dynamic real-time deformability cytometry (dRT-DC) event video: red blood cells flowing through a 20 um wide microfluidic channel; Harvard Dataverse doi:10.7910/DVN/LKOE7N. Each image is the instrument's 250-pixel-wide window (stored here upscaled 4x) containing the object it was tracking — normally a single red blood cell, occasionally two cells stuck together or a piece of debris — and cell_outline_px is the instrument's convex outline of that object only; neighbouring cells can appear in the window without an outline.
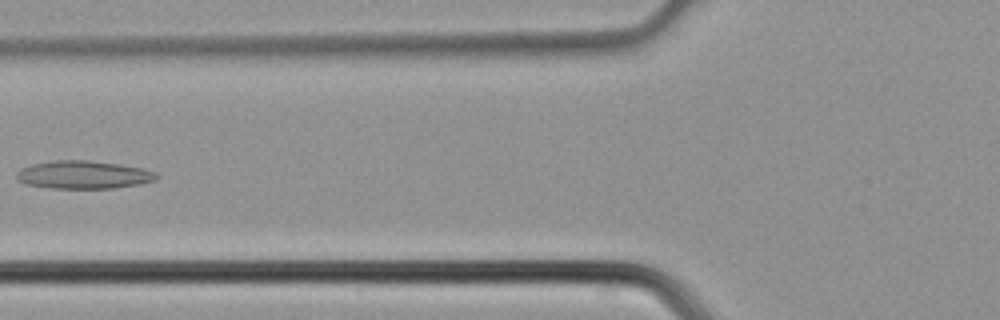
{"species": "common noctule bat (a hibernating species)", "species_latin": "Nyctalus noctula", "temperature_condition": "cold", "stored_images_in_passage": 4, "camera_frame_rate_fps": 3000, "um_per_image_px": 0.085, "animal": {"sex": "male", "body_mass_g": 21.5, "forearm_length_mm": 52.0}, "frame": {"image": 1, "passage_image": 4, "time_ms": 1.0, "image_size_px": [1000, 320], "cell_outline_px": [[160, 176], [156, 180], [140, 184], [116, 188], [52, 188], [28, 184], [16, 180], [12, 172], [20, 168], [32, 164], [52, 160], [88, 160], [144, 168], [156, 172]], "centroid_in_image_um": [7.06, 14.85], "position_along_channel_um": 118.7, "area_um2": 23.12}}